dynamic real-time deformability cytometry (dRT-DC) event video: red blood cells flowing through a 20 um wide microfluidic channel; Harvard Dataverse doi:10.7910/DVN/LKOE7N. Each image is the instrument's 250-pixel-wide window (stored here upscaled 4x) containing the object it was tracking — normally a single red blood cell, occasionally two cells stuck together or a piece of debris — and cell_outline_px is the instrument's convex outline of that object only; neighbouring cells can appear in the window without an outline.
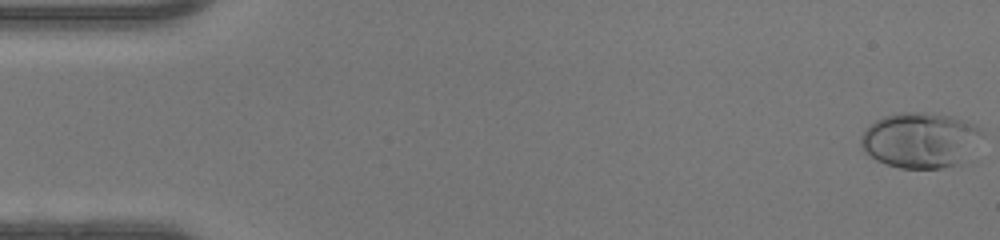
{"species": "human", "species_latin": "Homo sapiens", "temperature_condition": "warm", "stored_images_in_passage": 48, "camera_frame_rate_fps": 3000, "um_per_image_px": 0.085, "donor": {"sex": "female"}, "frame": {"image": 1, "passage_image": 1, "time_ms": 0.0, "image_size_px": [1000, 240], "cell_outline_px": [[984, 132], [960, 164], [940, 168], [900, 168], [876, 160], [864, 152], [860, 144], [860, 136], [876, 120], [884, 116], [900, 112], [924, 112], [952, 116], [964, 120], [980, 128]], "centroid_in_image_um": [78.19, 11.9], "position_along_channel_um": 6.8, "area_um2": 38.84}}
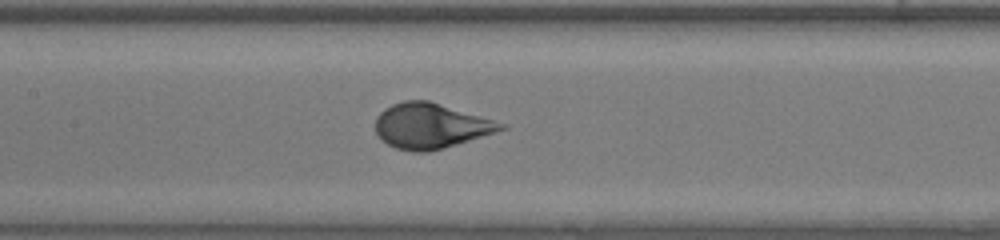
{"frame": {"image": 2, "passage_image": 23, "time_ms": 7.333, "image_size_px": [1000, 240], "cell_outline_px": [[508, 128], [444, 148], [428, 152], [412, 152], [396, 148], [380, 140], [376, 132], [376, 116], [384, 108], [392, 104], [404, 100], [428, 100], [508, 124]], "centroid_in_image_um": [36.59, 10.7], "position_along_channel_um": 170.8, "area_um2": 33.12}}
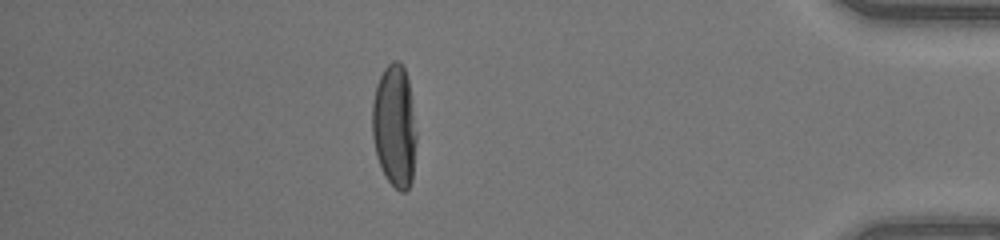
{"frame": {"image": 3, "passage_image": 42, "time_ms": 13.667, "image_size_px": [1000, 240], "cell_outline_px": [[416, 140], [412, 180], [408, 188], [404, 192], [400, 192], [384, 176], [376, 156], [372, 136], [372, 104], [376, 84], [384, 68], [392, 60], [396, 60], [404, 68], [408, 80], [416, 132]], "centroid_in_image_um": [33.51, 10.73], "position_along_channel_um": 401.7, "area_um2": 31.56}, "authors_computed_cell_mechanics": {"area_um2": 33.2928, "velocity_mm_per_s": 4.3633, "shape_relaxation_time_tau1_ms": 3.3392, "shape_relaxation_time_tau2_ms": null, "deformation_change_tau1": 0.2177, "deformation_change_tau2": null}}